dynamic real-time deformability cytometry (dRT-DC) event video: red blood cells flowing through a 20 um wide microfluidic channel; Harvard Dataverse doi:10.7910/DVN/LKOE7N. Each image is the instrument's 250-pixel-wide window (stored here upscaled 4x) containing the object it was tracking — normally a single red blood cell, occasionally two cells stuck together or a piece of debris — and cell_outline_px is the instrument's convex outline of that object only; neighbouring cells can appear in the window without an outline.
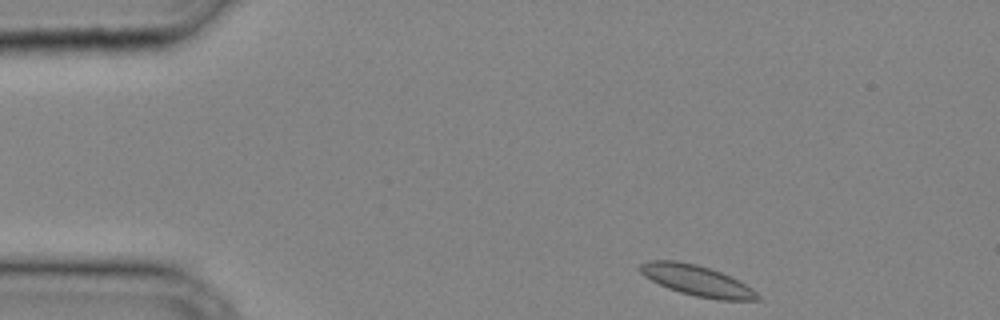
{"species": "common noctule bat (a hibernating species)", "species_latin": "Nyctalus noctula", "temperature_condition": "cold", "stored_images_in_passage": 31, "camera_frame_rate_fps": 3000, "um_per_image_px": 0.085, "animal": {"sex": "male", "body_mass_g": 20.4}, "frame": {"image": 1, "passage_image": 1, "time_ms": 0.0, "image_size_px": [1000, 320], "cell_outline_px": [[760, 300], [716, 300], [696, 296], [680, 292], [668, 288], [644, 276], [640, 272], [640, 264], [648, 260], [676, 260], [696, 264], [720, 272], [740, 280], [752, 288], [760, 296]], "centroid_in_image_um": [59.26, 23.85], "position_along_channel_um": 25.7, "area_um2": 20.92}}
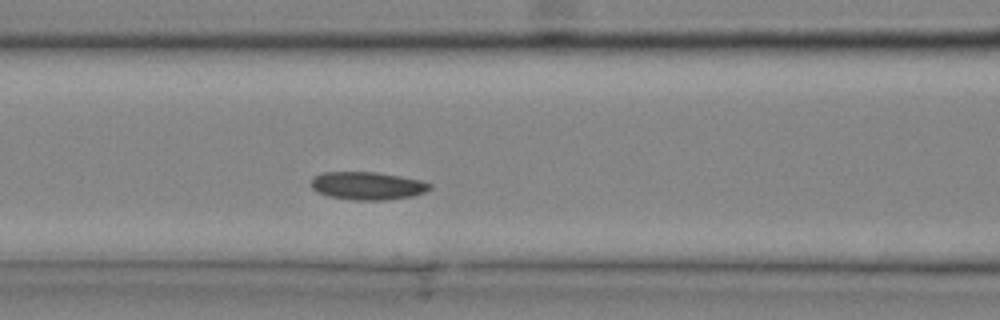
{"frame": {"image": 2, "passage_image": 11, "time_ms": 3.333, "image_size_px": [1000, 320], "cell_outline_px": [[432, 188], [424, 192], [412, 196], [384, 200], [356, 200], [328, 196], [316, 192], [312, 188], [312, 176], [324, 172], [376, 172], [400, 176], [420, 180], [432, 184]], "centroid_in_image_um": [31.22, 15.79], "position_along_channel_um": 135.4, "area_um2": 19.31}}
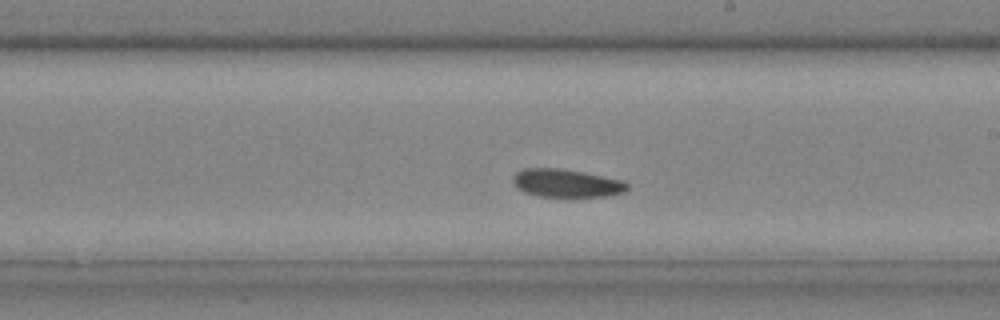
{"frame": {"image": 3, "passage_image": 17, "time_ms": 5.333, "image_size_px": [1000, 320], "cell_outline_px": [[628, 188], [624, 192], [608, 196], [540, 196], [524, 192], [516, 188], [512, 180], [512, 176], [516, 172], [524, 168], [556, 168], [584, 172], [624, 180], [628, 184]], "centroid_in_image_um": [48.13, 15.56], "position_along_channel_um": 240.9, "area_um2": 18.73}}